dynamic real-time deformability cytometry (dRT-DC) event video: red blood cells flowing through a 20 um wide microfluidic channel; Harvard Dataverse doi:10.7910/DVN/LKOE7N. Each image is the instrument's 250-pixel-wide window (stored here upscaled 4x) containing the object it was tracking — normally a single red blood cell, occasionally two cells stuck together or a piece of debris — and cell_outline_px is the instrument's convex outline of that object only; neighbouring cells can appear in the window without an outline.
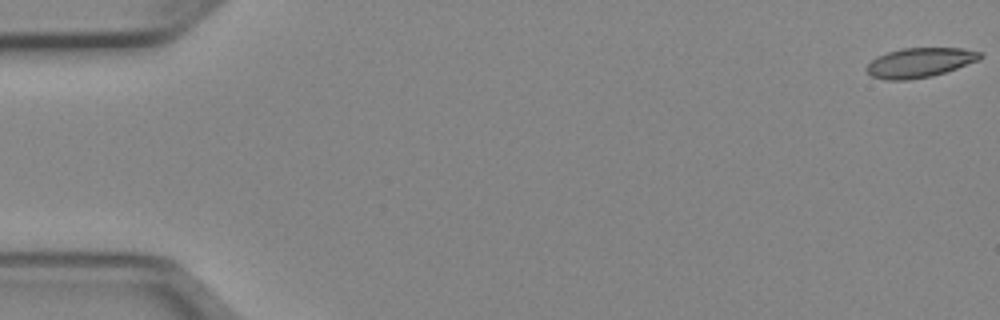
{"species": "Egyptian fruit bat (a non-hibernating species)", "species_latin": "Rousettus aegyptiacus", "temperature_condition": "cold", "stored_images_in_passage": 52, "camera_frame_rate_fps": 3000, "um_per_image_px": 0.085, "animal": {"sex": "female"}, "frame": {"image": 1, "passage_image": 1, "time_ms": 0.0, "image_size_px": [1000, 320], "cell_outline_px": [[984, 56], [980, 60], [932, 76], [908, 80], [888, 80], [872, 76], [864, 68], [876, 56], [900, 48], [964, 48], [980, 52]], "centroid_in_image_um": [78.18, 5.31], "position_along_channel_um": 6.8, "area_um2": 19.59}}
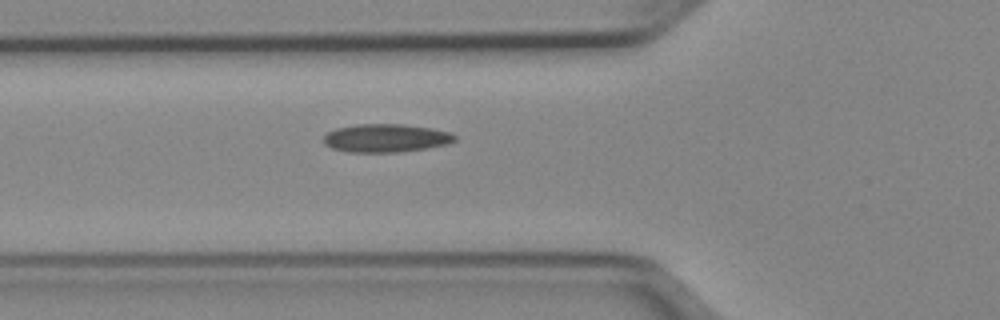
{"frame": {"image": 2, "passage_image": 19, "time_ms": 6.0, "image_size_px": [1000, 320], "cell_outline_px": [[456, 140], [448, 144], [400, 152], [348, 152], [332, 148], [324, 144], [324, 136], [328, 132], [336, 128], [356, 124], [404, 124], [432, 128], [452, 132], [456, 136]], "centroid_in_image_um": [32.81, 11.73], "position_along_channel_um": 93.0, "area_um2": 21.68}}
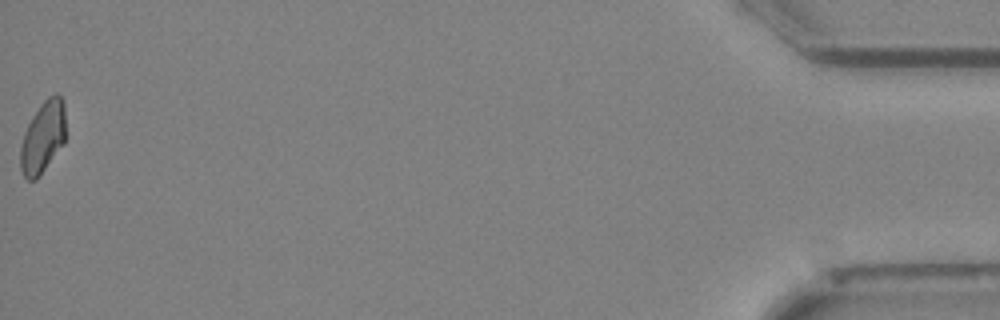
{"frame": {"image": 3, "passage_image": 52, "time_ms": 17.0, "image_size_px": [1000, 320], "cell_outline_px": [[64, 144], [40, 176], [36, 180], [28, 180], [24, 176], [20, 168], [20, 148], [24, 132], [32, 116], [40, 104], [48, 96], [56, 92], [64, 100]], "centroid_in_image_um": [3.64, 11.66], "position_along_channel_um": 431.6, "area_um2": 19.07}, "authors_computed_cell_mechanics": {"area_um2": 20.0855, "velocity_mm_per_s": 3.9579, "shape_relaxation_time_tau1_ms": null, "shape_relaxation_time_tau2_ms": 5.1192, "deformation_change_tau1": null, "deformation_change_tau2": 0.1112}}